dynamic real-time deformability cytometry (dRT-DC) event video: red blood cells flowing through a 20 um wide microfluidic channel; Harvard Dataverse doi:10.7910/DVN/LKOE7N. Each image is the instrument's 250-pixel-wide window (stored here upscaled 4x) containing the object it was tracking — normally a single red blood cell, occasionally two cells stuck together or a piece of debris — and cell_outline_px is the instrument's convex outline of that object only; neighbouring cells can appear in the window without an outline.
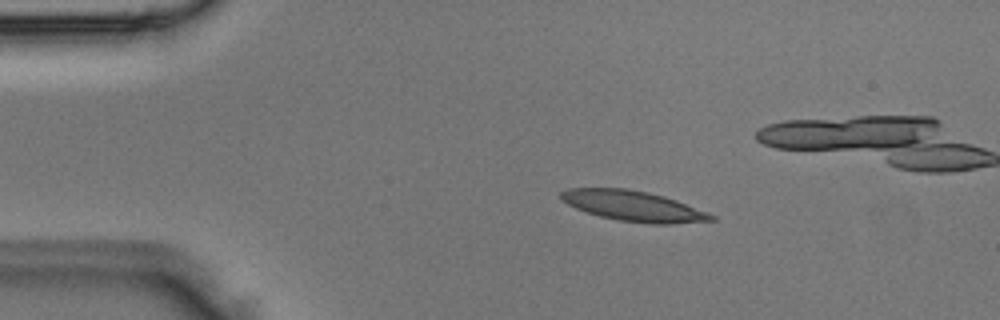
{"species": "Egyptian fruit bat (a non-hibernating species)", "species_latin": "Rousettus aegyptiacus", "temperature_condition": "room temperature", "stored_images_in_passage": 4, "camera_frame_rate_fps": 3000, "um_per_image_px": 0.085, "animal": {"sex": "male"}, "frame": {"image": 1, "passage_image": 2, "time_ms": 0.333, "image_size_px": [1000, 320], "cell_outline_px": [[716, 220], [668, 224], [652, 224], [620, 220], [600, 216], [576, 208], [568, 204], [560, 196], [560, 192], [568, 188], [628, 188], [648, 192], [664, 196], [676, 200], [708, 212], [716, 216]], "centroid_in_image_um": [53.87, 17.5], "position_along_channel_um": 31.1, "area_um2": 26.41}}